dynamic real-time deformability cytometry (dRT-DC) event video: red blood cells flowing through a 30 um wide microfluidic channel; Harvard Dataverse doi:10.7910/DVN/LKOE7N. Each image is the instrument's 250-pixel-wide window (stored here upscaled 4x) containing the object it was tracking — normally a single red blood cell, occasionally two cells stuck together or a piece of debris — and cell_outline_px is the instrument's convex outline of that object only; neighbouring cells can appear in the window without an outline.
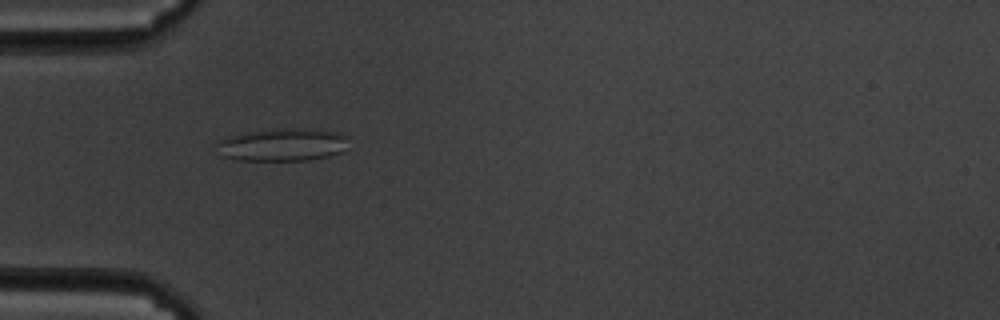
{"species": "common noctule bat (a hibernating species)", "species_latin": "Nyctalus noctula", "temperature_condition": "cold", "stored_images_in_passage": 22, "camera_frame_rate_fps": 3000, "um_per_image_px": 0.085, "animal": {"sex": "male", "body_mass_g": 19.5, "forearm_length_mm": 54.6}, "frame": {"image": 1, "passage_image": 5, "time_ms": 1.333, "image_size_px": [1000, 320], "cell_outline_px": [[348, 136], [340, 152], [328, 156], [308, 160], [236, 160], [224, 156], [220, 144], [220, 140], [228, 136], [248, 132], [284, 128], [300, 128], [340, 132]], "centroid_in_image_um": [24.06, 12.29], "position_along_channel_um": 60.9, "area_um2": 24.51}}
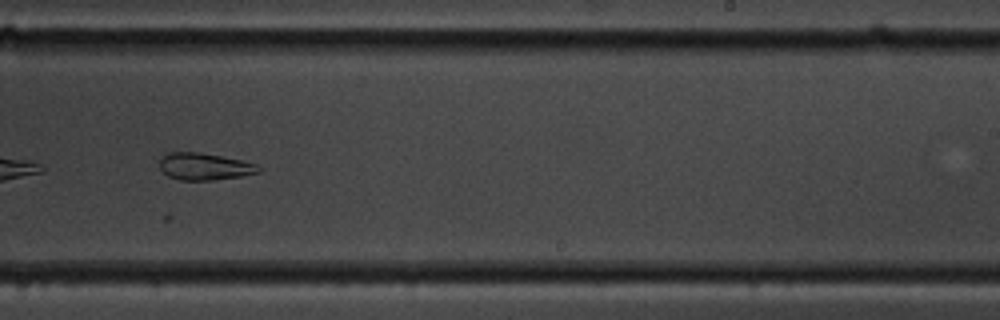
{"frame": {"image": 2, "passage_image": 15, "time_ms": 4.667, "image_size_px": [1000, 320], "cell_outline_px": [[260, 172], [240, 176], [212, 180], [180, 180], [168, 176], [160, 168], [160, 160], [168, 152], [196, 152], [220, 156], [240, 160], [256, 164], [260, 168]], "centroid_in_image_um": [17.36, 14.16], "position_along_channel_um": 271.6, "area_um2": 15.32}}